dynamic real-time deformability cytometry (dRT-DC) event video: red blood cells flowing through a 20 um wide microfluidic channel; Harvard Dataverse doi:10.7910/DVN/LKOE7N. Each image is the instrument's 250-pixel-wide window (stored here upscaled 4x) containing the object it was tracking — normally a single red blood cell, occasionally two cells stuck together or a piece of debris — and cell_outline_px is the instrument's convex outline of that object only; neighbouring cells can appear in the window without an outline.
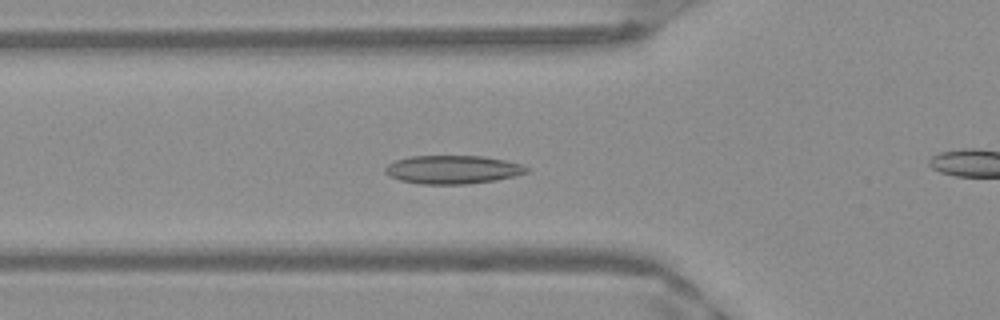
{"species": "Egyptian fruit bat (a non-hibernating species)", "species_latin": "Rousettus aegyptiacus", "temperature_condition": "warm", "stored_images_in_passage": 43, "camera_frame_rate_fps": 3000, "um_per_image_px": 0.085, "frame": {"image": 1, "passage_image": 9, "time_ms": 2.667, "image_size_px": [1000, 320], "cell_outline_px": [[528, 172], [496, 180], [464, 184], [420, 184], [400, 180], [384, 172], [384, 168], [388, 164], [396, 160], [412, 156], [484, 156], [504, 160], [520, 164], [528, 168]], "centroid_in_image_um": [38.46, 14.41], "position_along_channel_um": 87.3, "area_um2": 23.18}}
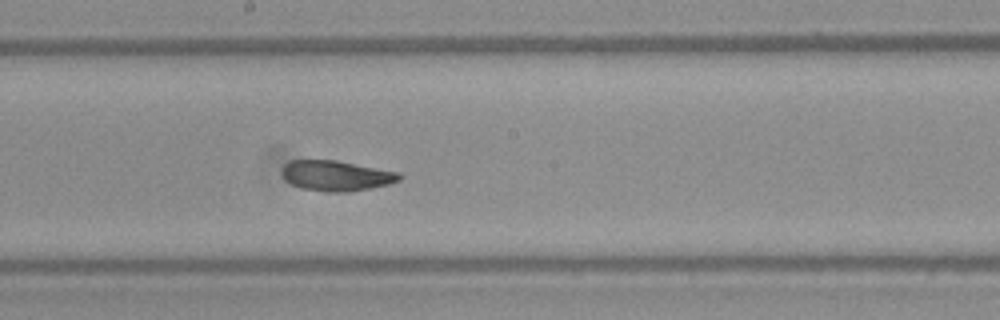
{"frame": {"image": 2, "passage_image": 19, "time_ms": 6.0, "image_size_px": [1000, 320], "cell_outline_px": [[404, 176], [400, 180], [388, 184], [372, 188], [348, 192], [324, 192], [304, 188], [292, 184], [284, 180], [280, 176], [280, 168], [288, 160], [336, 160], [400, 172]], "centroid_in_image_um": [28.55, 14.93], "position_along_channel_um": 219.6, "area_um2": 21.15}}
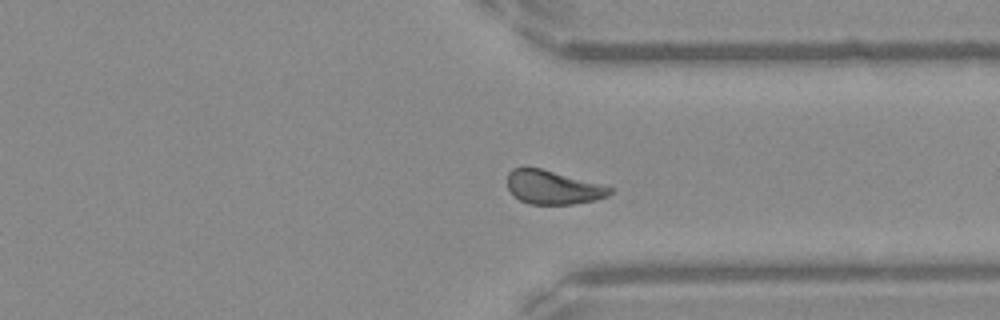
{"frame": {"image": 3, "passage_image": 30, "time_ms": 9.667, "image_size_px": [1000, 320], "cell_outline_px": [[612, 192], [608, 196], [596, 200], [572, 204], [528, 204], [512, 196], [508, 188], [508, 172], [512, 168], [540, 168], [600, 184], [612, 188]], "centroid_in_image_um": [46.97, 15.94], "position_along_channel_um": 364.4, "area_um2": 20.0}, "authors_computed_cell_mechanics": {"area_um2": 21.3282, "velocity_mm_per_s": 3.9541, "shape_relaxation_time_tau1_ms": null, "shape_relaxation_time_tau2_ms": 1.8832, "deformation_change_tau1": null, "deformation_change_tau2": 0.0688}}